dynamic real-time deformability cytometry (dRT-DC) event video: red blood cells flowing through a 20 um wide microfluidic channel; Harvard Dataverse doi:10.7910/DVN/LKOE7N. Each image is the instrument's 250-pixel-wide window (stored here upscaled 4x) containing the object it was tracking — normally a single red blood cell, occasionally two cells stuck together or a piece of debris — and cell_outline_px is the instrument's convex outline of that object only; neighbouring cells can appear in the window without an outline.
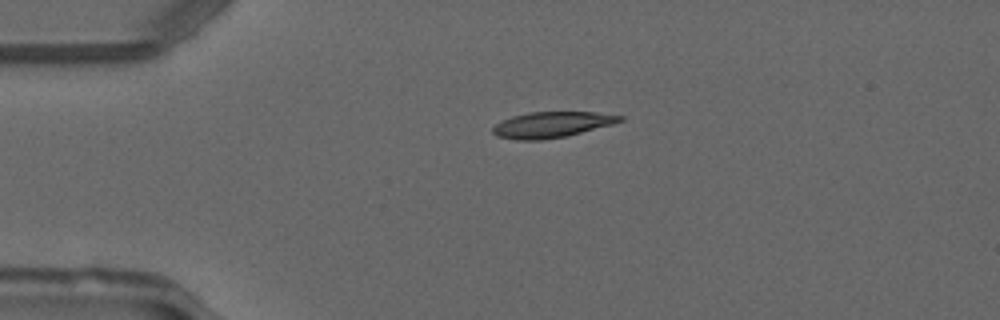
{"species": "common noctule bat (a hibernating species)", "species_latin": "Nyctalus noctula", "temperature_condition": "warm", "stored_images_in_passage": 43, "camera_frame_rate_fps": 3000, "um_per_image_px": 0.085, "animal": {"sex": "male", "forearm_length_mm": 52.5}, "frame": {"image": 1, "passage_image": 5, "time_ms": 1.333, "image_size_px": [1000, 320], "cell_outline_px": [[620, 120], [576, 132], [560, 136], [504, 136], [496, 132], [496, 128], [508, 120], [520, 116], [536, 112], [588, 112], [620, 116]], "centroid_in_image_um": [47.05, 10.51], "position_along_channel_um": 38.0, "area_um2": 15.72}}
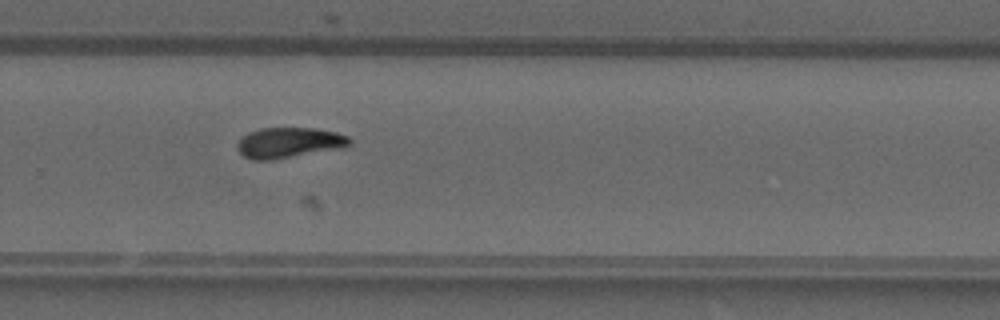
{"frame": {"image": 2, "passage_image": 27, "time_ms": 8.667, "image_size_px": [1000, 320], "cell_outline_px": [[348, 140], [344, 144], [276, 156], [248, 156], [240, 148], [240, 144], [248, 136], [256, 132], [272, 128], [296, 128], [328, 132], [344, 136]], "centroid_in_image_um": [24.51, 12.03], "position_along_channel_um": 305.3, "area_um2": 15.55}}
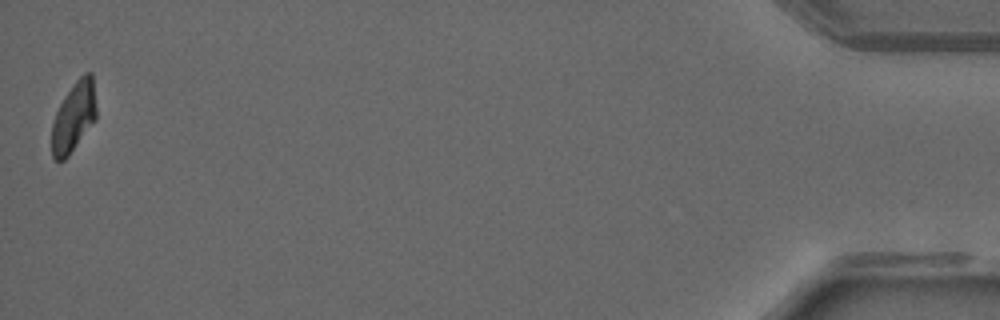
{"frame": {"image": 3, "passage_image": 43, "time_ms": 14.0, "image_size_px": [1000, 320], "cell_outline_px": [[96, 116], [72, 148], [60, 160], [56, 160], [52, 152], [52, 128], [56, 116], [64, 100], [72, 88], [88, 72], [92, 76]], "centroid_in_image_um": [6.26, 9.95], "position_along_channel_um": 428.9, "area_um2": 16.01}}